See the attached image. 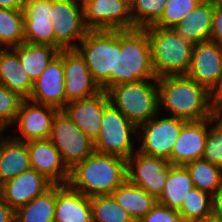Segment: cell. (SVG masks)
Returning <instances> with one entry per match:
<instances>
[{
    "instance_id": "6da1fadb",
    "label": "cell",
    "mask_w": 222,
    "mask_h": 222,
    "mask_svg": "<svg viewBox=\"0 0 222 222\" xmlns=\"http://www.w3.org/2000/svg\"><path fill=\"white\" fill-rule=\"evenodd\" d=\"M157 84L159 108L169 111V116L198 121L217 114L218 100L205 86L187 75L160 77Z\"/></svg>"
},
{
    "instance_id": "7a4b0ae2",
    "label": "cell",
    "mask_w": 222,
    "mask_h": 222,
    "mask_svg": "<svg viewBox=\"0 0 222 222\" xmlns=\"http://www.w3.org/2000/svg\"><path fill=\"white\" fill-rule=\"evenodd\" d=\"M127 179V160L94 151L69 169L67 184L85 196L112 195Z\"/></svg>"
},
{
    "instance_id": "3957f363",
    "label": "cell",
    "mask_w": 222,
    "mask_h": 222,
    "mask_svg": "<svg viewBox=\"0 0 222 222\" xmlns=\"http://www.w3.org/2000/svg\"><path fill=\"white\" fill-rule=\"evenodd\" d=\"M149 79L157 77L148 32L142 28L117 30L116 73H111V87Z\"/></svg>"
},
{
    "instance_id": "277c9868",
    "label": "cell",
    "mask_w": 222,
    "mask_h": 222,
    "mask_svg": "<svg viewBox=\"0 0 222 222\" xmlns=\"http://www.w3.org/2000/svg\"><path fill=\"white\" fill-rule=\"evenodd\" d=\"M152 64L157 78L187 75L192 61L194 43L173 28L148 26Z\"/></svg>"
},
{
    "instance_id": "5b68a950",
    "label": "cell",
    "mask_w": 222,
    "mask_h": 222,
    "mask_svg": "<svg viewBox=\"0 0 222 222\" xmlns=\"http://www.w3.org/2000/svg\"><path fill=\"white\" fill-rule=\"evenodd\" d=\"M107 93L110 103L137 127L160 111L157 79L115 85Z\"/></svg>"
},
{
    "instance_id": "8992f818",
    "label": "cell",
    "mask_w": 222,
    "mask_h": 222,
    "mask_svg": "<svg viewBox=\"0 0 222 222\" xmlns=\"http://www.w3.org/2000/svg\"><path fill=\"white\" fill-rule=\"evenodd\" d=\"M76 49L93 80L107 92L111 88V73H116L117 30H88Z\"/></svg>"
},
{
    "instance_id": "52a82bcc",
    "label": "cell",
    "mask_w": 222,
    "mask_h": 222,
    "mask_svg": "<svg viewBox=\"0 0 222 222\" xmlns=\"http://www.w3.org/2000/svg\"><path fill=\"white\" fill-rule=\"evenodd\" d=\"M132 135H138V127L109 103L103 111L100 131L94 141V149L98 153L127 160L134 151H137L132 142Z\"/></svg>"
},
{
    "instance_id": "ba28073f",
    "label": "cell",
    "mask_w": 222,
    "mask_h": 222,
    "mask_svg": "<svg viewBox=\"0 0 222 222\" xmlns=\"http://www.w3.org/2000/svg\"><path fill=\"white\" fill-rule=\"evenodd\" d=\"M49 139L59 151L68 169L88 158L94 151V141L84 134L62 111L54 116Z\"/></svg>"
},
{
    "instance_id": "9c48e42d",
    "label": "cell",
    "mask_w": 222,
    "mask_h": 222,
    "mask_svg": "<svg viewBox=\"0 0 222 222\" xmlns=\"http://www.w3.org/2000/svg\"><path fill=\"white\" fill-rule=\"evenodd\" d=\"M50 20L53 23L55 47L59 51L76 48L88 31L80 0H51Z\"/></svg>"
},
{
    "instance_id": "30bf717a",
    "label": "cell",
    "mask_w": 222,
    "mask_h": 222,
    "mask_svg": "<svg viewBox=\"0 0 222 222\" xmlns=\"http://www.w3.org/2000/svg\"><path fill=\"white\" fill-rule=\"evenodd\" d=\"M158 115L160 114L138 127V138L142 143L137 151L148 156L164 158L170 162L173 146L182 126L187 121L171 116L160 119Z\"/></svg>"
},
{
    "instance_id": "8fae6325",
    "label": "cell",
    "mask_w": 222,
    "mask_h": 222,
    "mask_svg": "<svg viewBox=\"0 0 222 222\" xmlns=\"http://www.w3.org/2000/svg\"><path fill=\"white\" fill-rule=\"evenodd\" d=\"M83 20L88 30L134 29L131 6L122 0H83Z\"/></svg>"
},
{
    "instance_id": "7c38bea8",
    "label": "cell",
    "mask_w": 222,
    "mask_h": 222,
    "mask_svg": "<svg viewBox=\"0 0 222 222\" xmlns=\"http://www.w3.org/2000/svg\"><path fill=\"white\" fill-rule=\"evenodd\" d=\"M170 165L164 158L136 151L127 159V179L157 199L163 192Z\"/></svg>"
},
{
    "instance_id": "4fadbf2b",
    "label": "cell",
    "mask_w": 222,
    "mask_h": 222,
    "mask_svg": "<svg viewBox=\"0 0 222 222\" xmlns=\"http://www.w3.org/2000/svg\"><path fill=\"white\" fill-rule=\"evenodd\" d=\"M221 74L222 46L211 40L194 43L191 66L187 76L205 86L218 100Z\"/></svg>"
},
{
    "instance_id": "5bb4252c",
    "label": "cell",
    "mask_w": 222,
    "mask_h": 222,
    "mask_svg": "<svg viewBox=\"0 0 222 222\" xmlns=\"http://www.w3.org/2000/svg\"><path fill=\"white\" fill-rule=\"evenodd\" d=\"M58 111L55 107L24 99L12 124L18 127L21 134L13 136V139L20 142L49 139L52 122Z\"/></svg>"
},
{
    "instance_id": "9a60e30c",
    "label": "cell",
    "mask_w": 222,
    "mask_h": 222,
    "mask_svg": "<svg viewBox=\"0 0 222 222\" xmlns=\"http://www.w3.org/2000/svg\"><path fill=\"white\" fill-rule=\"evenodd\" d=\"M64 88L66 104L73 100L91 97L101 92L90 70L76 48L63 49Z\"/></svg>"
},
{
    "instance_id": "2e32d148",
    "label": "cell",
    "mask_w": 222,
    "mask_h": 222,
    "mask_svg": "<svg viewBox=\"0 0 222 222\" xmlns=\"http://www.w3.org/2000/svg\"><path fill=\"white\" fill-rule=\"evenodd\" d=\"M63 49L55 56L33 83L29 100L62 110L66 105Z\"/></svg>"
},
{
    "instance_id": "e0dca14e",
    "label": "cell",
    "mask_w": 222,
    "mask_h": 222,
    "mask_svg": "<svg viewBox=\"0 0 222 222\" xmlns=\"http://www.w3.org/2000/svg\"><path fill=\"white\" fill-rule=\"evenodd\" d=\"M218 117L187 121L179 133L170 156L171 165H186L203 157L209 125Z\"/></svg>"
},
{
    "instance_id": "ac0fdd59",
    "label": "cell",
    "mask_w": 222,
    "mask_h": 222,
    "mask_svg": "<svg viewBox=\"0 0 222 222\" xmlns=\"http://www.w3.org/2000/svg\"><path fill=\"white\" fill-rule=\"evenodd\" d=\"M110 103L108 93L101 91L91 97L68 102L62 111L91 140L98 137L104 108Z\"/></svg>"
},
{
    "instance_id": "d6986e66",
    "label": "cell",
    "mask_w": 222,
    "mask_h": 222,
    "mask_svg": "<svg viewBox=\"0 0 222 222\" xmlns=\"http://www.w3.org/2000/svg\"><path fill=\"white\" fill-rule=\"evenodd\" d=\"M53 183L35 169H29L0 185L5 202L16 211L47 191Z\"/></svg>"
},
{
    "instance_id": "ffe728a7",
    "label": "cell",
    "mask_w": 222,
    "mask_h": 222,
    "mask_svg": "<svg viewBox=\"0 0 222 222\" xmlns=\"http://www.w3.org/2000/svg\"><path fill=\"white\" fill-rule=\"evenodd\" d=\"M31 168L53 184H67L69 169L50 139L27 142Z\"/></svg>"
},
{
    "instance_id": "44dd1931",
    "label": "cell",
    "mask_w": 222,
    "mask_h": 222,
    "mask_svg": "<svg viewBox=\"0 0 222 222\" xmlns=\"http://www.w3.org/2000/svg\"><path fill=\"white\" fill-rule=\"evenodd\" d=\"M50 10L51 0H26L23 8L25 42L55 47Z\"/></svg>"
},
{
    "instance_id": "7402d4cb",
    "label": "cell",
    "mask_w": 222,
    "mask_h": 222,
    "mask_svg": "<svg viewBox=\"0 0 222 222\" xmlns=\"http://www.w3.org/2000/svg\"><path fill=\"white\" fill-rule=\"evenodd\" d=\"M54 222H93L90 197L68 184H56Z\"/></svg>"
},
{
    "instance_id": "603a6c76",
    "label": "cell",
    "mask_w": 222,
    "mask_h": 222,
    "mask_svg": "<svg viewBox=\"0 0 222 222\" xmlns=\"http://www.w3.org/2000/svg\"><path fill=\"white\" fill-rule=\"evenodd\" d=\"M214 0H203L173 29L193 43L210 41Z\"/></svg>"
},
{
    "instance_id": "cb8c5ba5",
    "label": "cell",
    "mask_w": 222,
    "mask_h": 222,
    "mask_svg": "<svg viewBox=\"0 0 222 222\" xmlns=\"http://www.w3.org/2000/svg\"><path fill=\"white\" fill-rule=\"evenodd\" d=\"M31 169L27 142L11 136L0 141V185Z\"/></svg>"
},
{
    "instance_id": "d4e9b609",
    "label": "cell",
    "mask_w": 222,
    "mask_h": 222,
    "mask_svg": "<svg viewBox=\"0 0 222 222\" xmlns=\"http://www.w3.org/2000/svg\"><path fill=\"white\" fill-rule=\"evenodd\" d=\"M0 84L28 99L33 83L24 72L17 53L12 48H0Z\"/></svg>"
},
{
    "instance_id": "484cf974",
    "label": "cell",
    "mask_w": 222,
    "mask_h": 222,
    "mask_svg": "<svg viewBox=\"0 0 222 222\" xmlns=\"http://www.w3.org/2000/svg\"><path fill=\"white\" fill-rule=\"evenodd\" d=\"M117 203L135 222L143 218L157 203V199L145 189L126 179L113 193Z\"/></svg>"
},
{
    "instance_id": "4316f807",
    "label": "cell",
    "mask_w": 222,
    "mask_h": 222,
    "mask_svg": "<svg viewBox=\"0 0 222 222\" xmlns=\"http://www.w3.org/2000/svg\"><path fill=\"white\" fill-rule=\"evenodd\" d=\"M18 55L24 72L34 83L59 50L47 44L21 43L12 48Z\"/></svg>"
},
{
    "instance_id": "83f0119b",
    "label": "cell",
    "mask_w": 222,
    "mask_h": 222,
    "mask_svg": "<svg viewBox=\"0 0 222 222\" xmlns=\"http://www.w3.org/2000/svg\"><path fill=\"white\" fill-rule=\"evenodd\" d=\"M193 187L190 173L185 165H170L166 184L157 202L179 210L183 199L188 196V192Z\"/></svg>"
},
{
    "instance_id": "f1b7e54d",
    "label": "cell",
    "mask_w": 222,
    "mask_h": 222,
    "mask_svg": "<svg viewBox=\"0 0 222 222\" xmlns=\"http://www.w3.org/2000/svg\"><path fill=\"white\" fill-rule=\"evenodd\" d=\"M56 184L15 211V222H54Z\"/></svg>"
},
{
    "instance_id": "f546056e",
    "label": "cell",
    "mask_w": 222,
    "mask_h": 222,
    "mask_svg": "<svg viewBox=\"0 0 222 222\" xmlns=\"http://www.w3.org/2000/svg\"><path fill=\"white\" fill-rule=\"evenodd\" d=\"M193 186L201 191L209 193L211 196L222 185V168L213 163L200 158L187 163Z\"/></svg>"
},
{
    "instance_id": "4dcf8cb0",
    "label": "cell",
    "mask_w": 222,
    "mask_h": 222,
    "mask_svg": "<svg viewBox=\"0 0 222 222\" xmlns=\"http://www.w3.org/2000/svg\"><path fill=\"white\" fill-rule=\"evenodd\" d=\"M24 42L23 10L0 8V48H13Z\"/></svg>"
},
{
    "instance_id": "1f68e13d",
    "label": "cell",
    "mask_w": 222,
    "mask_h": 222,
    "mask_svg": "<svg viewBox=\"0 0 222 222\" xmlns=\"http://www.w3.org/2000/svg\"><path fill=\"white\" fill-rule=\"evenodd\" d=\"M93 222H135L113 195L90 197Z\"/></svg>"
},
{
    "instance_id": "d6a6232c",
    "label": "cell",
    "mask_w": 222,
    "mask_h": 222,
    "mask_svg": "<svg viewBox=\"0 0 222 222\" xmlns=\"http://www.w3.org/2000/svg\"><path fill=\"white\" fill-rule=\"evenodd\" d=\"M212 196L193 187L178 210L183 222H192L211 214Z\"/></svg>"
},
{
    "instance_id": "836d02e7",
    "label": "cell",
    "mask_w": 222,
    "mask_h": 222,
    "mask_svg": "<svg viewBox=\"0 0 222 222\" xmlns=\"http://www.w3.org/2000/svg\"><path fill=\"white\" fill-rule=\"evenodd\" d=\"M167 0H134L131 15L134 29L154 25L162 16Z\"/></svg>"
},
{
    "instance_id": "e575fe53",
    "label": "cell",
    "mask_w": 222,
    "mask_h": 222,
    "mask_svg": "<svg viewBox=\"0 0 222 222\" xmlns=\"http://www.w3.org/2000/svg\"><path fill=\"white\" fill-rule=\"evenodd\" d=\"M202 1L203 0H167L162 16L153 26L173 28Z\"/></svg>"
},
{
    "instance_id": "d590c367",
    "label": "cell",
    "mask_w": 222,
    "mask_h": 222,
    "mask_svg": "<svg viewBox=\"0 0 222 222\" xmlns=\"http://www.w3.org/2000/svg\"><path fill=\"white\" fill-rule=\"evenodd\" d=\"M213 124L208 129L202 158L222 168V119L218 116Z\"/></svg>"
},
{
    "instance_id": "8d00e7d4",
    "label": "cell",
    "mask_w": 222,
    "mask_h": 222,
    "mask_svg": "<svg viewBox=\"0 0 222 222\" xmlns=\"http://www.w3.org/2000/svg\"><path fill=\"white\" fill-rule=\"evenodd\" d=\"M24 98L0 84V120L9 128L15 122Z\"/></svg>"
},
{
    "instance_id": "74e56055",
    "label": "cell",
    "mask_w": 222,
    "mask_h": 222,
    "mask_svg": "<svg viewBox=\"0 0 222 222\" xmlns=\"http://www.w3.org/2000/svg\"><path fill=\"white\" fill-rule=\"evenodd\" d=\"M138 222H183L178 210L156 203Z\"/></svg>"
},
{
    "instance_id": "f35d334b",
    "label": "cell",
    "mask_w": 222,
    "mask_h": 222,
    "mask_svg": "<svg viewBox=\"0 0 222 222\" xmlns=\"http://www.w3.org/2000/svg\"><path fill=\"white\" fill-rule=\"evenodd\" d=\"M210 40L222 46V0H214Z\"/></svg>"
},
{
    "instance_id": "ab89813d",
    "label": "cell",
    "mask_w": 222,
    "mask_h": 222,
    "mask_svg": "<svg viewBox=\"0 0 222 222\" xmlns=\"http://www.w3.org/2000/svg\"><path fill=\"white\" fill-rule=\"evenodd\" d=\"M0 222H15V211L5 202L0 190Z\"/></svg>"
},
{
    "instance_id": "60d3db41",
    "label": "cell",
    "mask_w": 222,
    "mask_h": 222,
    "mask_svg": "<svg viewBox=\"0 0 222 222\" xmlns=\"http://www.w3.org/2000/svg\"><path fill=\"white\" fill-rule=\"evenodd\" d=\"M211 214L222 220V185L215 194L212 195Z\"/></svg>"
},
{
    "instance_id": "b9f144b4",
    "label": "cell",
    "mask_w": 222,
    "mask_h": 222,
    "mask_svg": "<svg viewBox=\"0 0 222 222\" xmlns=\"http://www.w3.org/2000/svg\"><path fill=\"white\" fill-rule=\"evenodd\" d=\"M26 0H0V8L23 10Z\"/></svg>"
},
{
    "instance_id": "7bdbcfd3",
    "label": "cell",
    "mask_w": 222,
    "mask_h": 222,
    "mask_svg": "<svg viewBox=\"0 0 222 222\" xmlns=\"http://www.w3.org/2000/svg\"><path fill=\"white\" fill-rule=\"evenodd\" d=\"M192 222H222V220L219 217L210 214L209 216L194 220Z\"/></svg>"
},
{
    "instance_id": "ee69618b",
    "label": "cell",
    "mask_w": 222,
    "mask_h": 222,
    "mask_svg": "<svg viewBox=\"0 0 222 222\" xmlns=\"http://www.w3.org/2000/svg\"><path fill=\"white\" fill-rule=\"evenodd\" d=\"M7 130V126L0 120V141L4 139L3 131Z\"/></svg>"
},
{
    "instance_id": "f6af8a7d",
    "label": "cell",
    "mask_w": 222,
    "mask_h": 222,
    "mask_svg": "<svg viewBox=\"0 0 222 222\" xmlns=\"http://www.w3.org/2000/svg\"><path fill=\"white\" fill-rule=\"evenodd\" d=\"M222 98V74L218 85V101Z\"/></svg>"
},
{
    "instance_id": "bcb514c9",
    "label": "cell",
    "mask_w": 222,
    "mask_h": 222,
    "mask_svg": "<svg viewBox=\"0 0 222 222\" xmlns=\"http://www.w3.org/2000/svg\"><path fill=\"white\" fill-rule=\"evenodd\" d=\"M217 114L222 119V104H218Z\"/></svg>"
},
{
    "instance_id": "7dc6e473",
    "label": "cell",
    "mask_w": 222,
    "mask_h": 222,
    "mask_svg": "<svg viewBox=\"0 0 222 222\" xmlns=\"http://www.w3.org/2000/svg\"><path fill=\"white\" fill-rule=\"evenodd\" d=\"M125 1L127 4H129L130 6L133 4L134 0H122Z\"/></svg>"
},
{
    "instance_id": "c3c4849f",
    "label": "cell",
    "mask_w": 222,
    "mask_h": 222,
    "mask_svg": "<svg viewBox=\"0 0 222 222\" xmlns=\"http://www.w3.org/2000/svg\"><path fill=\"white\" fill-rule=\"evenodd\" d=\"M218 104H222V98L218 101Z\"/></svg>"
}]
</instances>
